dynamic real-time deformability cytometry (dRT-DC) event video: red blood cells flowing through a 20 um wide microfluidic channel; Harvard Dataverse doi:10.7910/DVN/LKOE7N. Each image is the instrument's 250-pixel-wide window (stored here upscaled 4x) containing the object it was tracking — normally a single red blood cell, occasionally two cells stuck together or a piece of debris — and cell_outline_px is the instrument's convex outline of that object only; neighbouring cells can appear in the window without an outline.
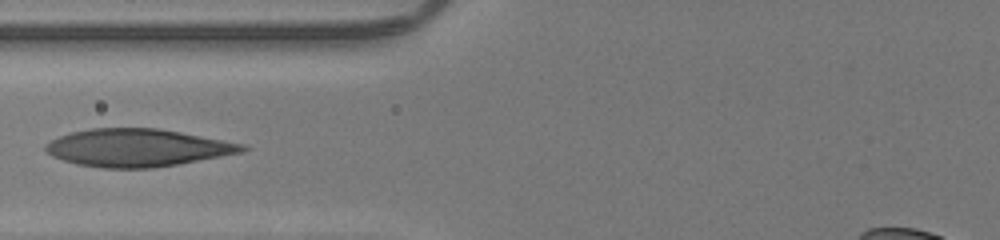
{"species": "human", "species_latin": "Homo sapiens", "temperature_condition": "room temperature", "stored_images_in_passage": 16, "camera_frame_rate_fps": 3000, "um_per_image_px": 0.085, "donor": {"sex": "male"}, "frame": {"image": 1, "passage_image": 7, "time_ms": 2.0, "image_size_px": [1000, 240], "cell_outline_px": [[252, 148], [244, 152], [180, 164], [152, 168], [100, 168], [76, 164], [52, 156], [44, 152], [44, 144], [60, 136], [72, 132], [92, 128], [156, 128], [180, 132], [244, 144]], "centroid_in_image_um": [11.68, 12.57], "position_along_channel_um": 114.1, "area_um2": 43.29}}
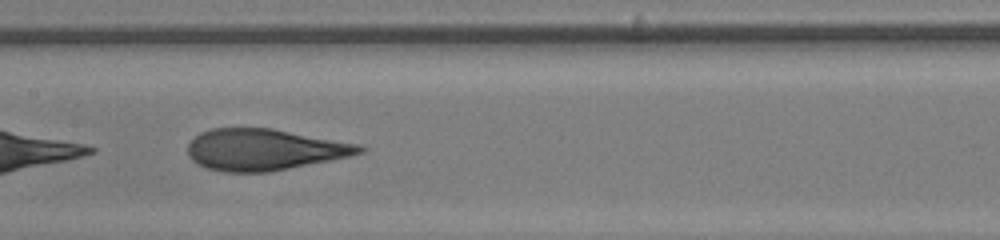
{"frame": {"image": 2, "passage_image": 12, "time_ms": 3.667, "image_size_px": [1000, 240], "cell_outline_px": [[368, 148], [364, 152], [348, 156], [268, 172], [224, 172], [204, 168], [196, 164], [188, 156], [188, 144], [200, 132], [212, 128], [272, 128], [360, 144]], "centroid_in_image_um": [22.43, 12.71], "position_along_channel_um": 185.0, "area_um2": 41.38}}